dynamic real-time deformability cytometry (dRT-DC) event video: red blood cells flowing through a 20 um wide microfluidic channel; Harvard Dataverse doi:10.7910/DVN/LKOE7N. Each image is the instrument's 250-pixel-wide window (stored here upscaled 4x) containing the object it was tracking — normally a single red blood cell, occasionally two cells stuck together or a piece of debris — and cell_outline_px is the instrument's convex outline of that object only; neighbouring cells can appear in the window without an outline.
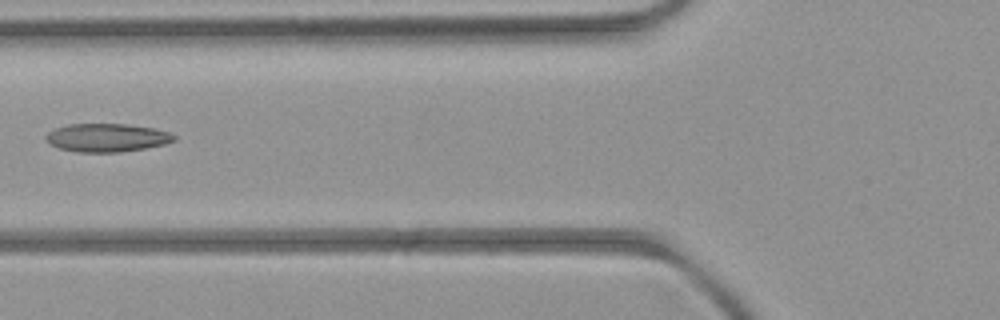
{"species": "common noctule bat (a hibernating species)", "species_latin": "Nyctalus noctula", "temperature_condition": "room temperature", "stored_images_in_passage": 4, "camera_frame_rate_fps": 3000, "um_per_image_px": 0.085, "animal": {"sex": "female", "body_mass_g": 21.9}, "frame": {"image": 1, "passage_image": 3, "time_ms": 2.333, "image_size_px": [1000, 320], "cell_outline_px": [[176, 140], [164, 144], [144, 148], [120, 152], [76, 152], [60, 148], [48, 144], [44, 136], [48, 132], [56, 128], [68, 124], [128, 124], [156, 128], [168, 132], [176, 136]], "centroid_in_image_um": [9.07, 11.7], "position_along_channel_um": 116.7, "area_um2": 21.21}}
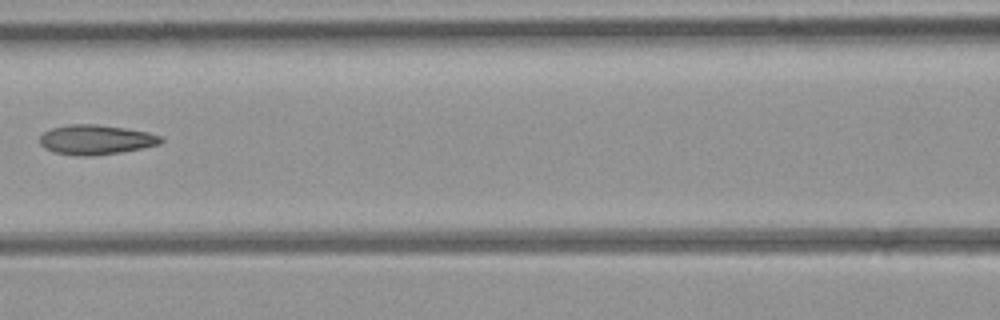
{"frame": {"image": 2, "passage_image": 4, "time_ms": 3.333, "image_size_px": [1000, 320], "cell_outline_px": [[164, 140], [160, 144], [120, 152], [92, 156], [76, 156], [52, 152], [44, 148], [40, 144], [40, 136], [44, 132], [52, 128], [68, 124], [96, 124], [124, 128], [148, 132], [160, 136]], "centroid_in_image_um": [8.11, 11.88], "position_along_channel_um": 158.5, "area_um2": 20.98}}